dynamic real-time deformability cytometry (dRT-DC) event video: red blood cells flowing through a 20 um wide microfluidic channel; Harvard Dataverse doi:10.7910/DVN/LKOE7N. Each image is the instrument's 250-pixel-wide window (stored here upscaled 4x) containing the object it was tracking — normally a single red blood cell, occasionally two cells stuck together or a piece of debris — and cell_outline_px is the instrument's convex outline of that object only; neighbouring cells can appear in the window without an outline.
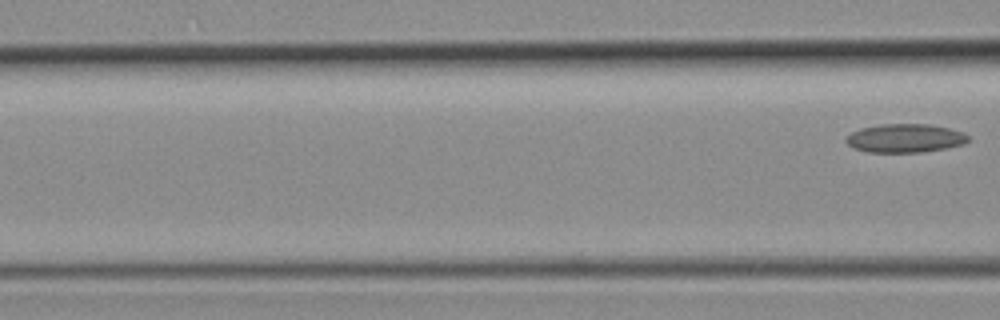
{"species": "common noctule bat (a hibernating species)", "species_latin": "Nyctalus noctula", "temperature_condition": "room temperature", "stored_images_in_passage": 5, "camera_frame_rate_fps": 3000, "um_per_image_px": 0.085, "animal": {"sex": "female", "body_mass_g": 19.3, "forearm_length_mm": 54.1}, "frame": {"image": 1, "passage_image": 5, "time_ms": 1.333, "image_size_px": [1000, 320], "cell_outline_px": [[968, 140], [964, 144], [944, 148], [920, 152], [868, 152], [856, 148], [848, 144], [844, 140], [852, 132], [860, 128], [880, 124], [928, 124], [948, 128], [964, 132], [968, 136]], "centroid_in_image_um": [76.93, 11.74], "position_along_channel_um": 89.7, "area_um2": 20.17}}